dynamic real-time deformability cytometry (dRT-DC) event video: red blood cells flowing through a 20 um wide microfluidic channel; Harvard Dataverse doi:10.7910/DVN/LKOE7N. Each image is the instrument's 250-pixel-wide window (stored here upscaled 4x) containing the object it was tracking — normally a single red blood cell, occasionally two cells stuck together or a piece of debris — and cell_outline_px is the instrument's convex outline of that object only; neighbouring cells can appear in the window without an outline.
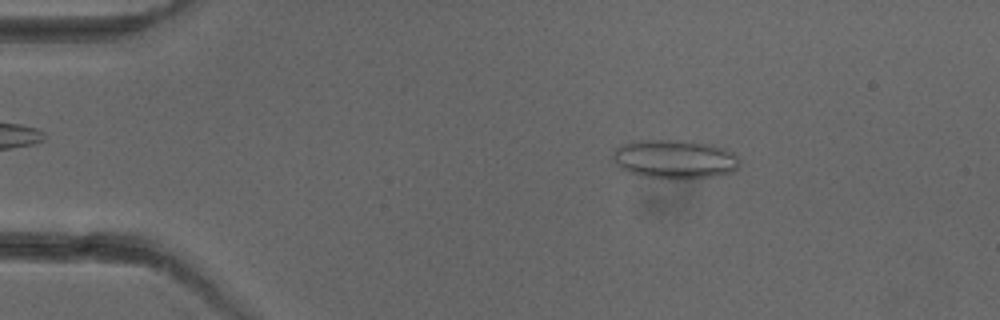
{"species": "common noctule bat (a hibernating species)", "species_latin": "Nyctalus noctula", "temperature_condition": "cold", "stored_images_in_passage": 3, "camera_frame_rate_fps": 3000, "um_per_image_px": 0.085, "animal": {"sex": "female"}, "frame": {"image": 1, "passage_image": 2, "time_ms": 1.0, "image_size_px": [1000, 320], "cell_outline_px": [[740, 164], [732, 172], [712, 176], [688, 180], [668, 180], [640, 176], [628, 172], [620, 168], [616, 164], [612, 156], [616, 148], [620, 144], [632, 140], [692, 140], [712, 144], [732, 152], [740, 160]], "centroid_in_image_um": [57.32, 13.54], "position_along_channel_um": 27.7, "area_um2": 29.54}}